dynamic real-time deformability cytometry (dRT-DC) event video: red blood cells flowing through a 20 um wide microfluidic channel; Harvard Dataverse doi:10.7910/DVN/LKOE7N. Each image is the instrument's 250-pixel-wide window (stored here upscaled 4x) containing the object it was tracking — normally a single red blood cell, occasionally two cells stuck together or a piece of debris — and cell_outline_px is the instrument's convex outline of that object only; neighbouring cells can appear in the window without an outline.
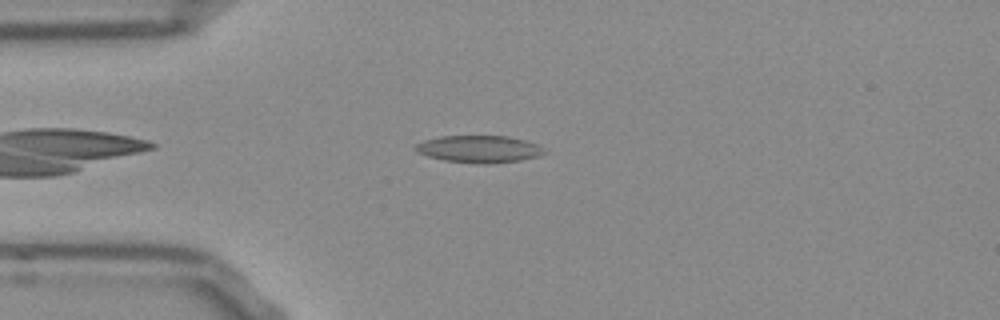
{"species": "Egyptian fruit bat (a non-hibernating species)", "species_latin": "Rousettus aegyptiacus", "temperature_condition": "room temperature", "stored_images_in_passage": 44, "camera_frame_rate_fps": 3000, "um_per_image_px": 0.085, "frame": {"image": 1, "passage_image": 5, "time_ms": 1.333, "image_size_px": [1000, 320], "cell_outline_px": [[548, 152], [540, 156], [520, 160], [484, 164], [480, 164], [444, 160], [428, 156], [416, 152], [412, 148], [416, 144], [424, 140], [440, 136], [508, 136], [524, 140], [536, 144], [544, 148]], "centroid_in_image_um": [40.72, 12.67], "position_along_channel_um": 44.3, "area_um2": 20.46}}
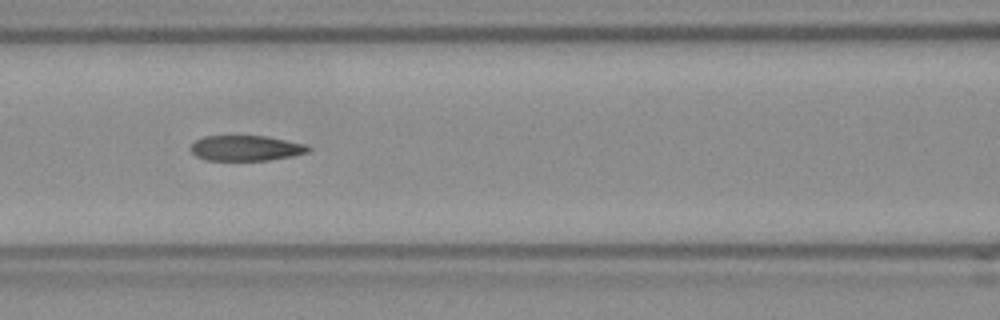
{"frame": {"image": 2, "passage_image": 14, "time_ms": 4.333, "image_size_px": [1000, 320], "cell_outline_px": [[312, 148], [308, 152], [292, 156], [268, 160], [204, 160], [196, 156], [188, 148], [196, 140], [204, 136], [264, 136], [304, 144]], "centroid_in_image_um": [20.86, 12.59], "position_along_channel_um": 145.7, "area_um2": 17.28}}
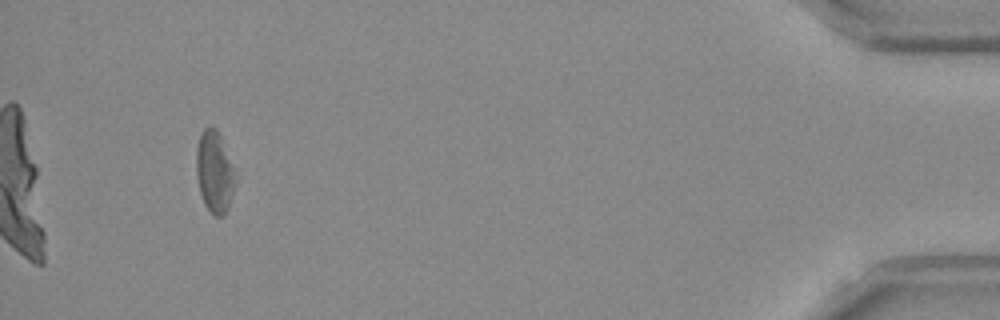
{"frame": {"image": 3, "passage_image": 41, "time_ms": 13.333, "image_size_px": [1000, 320], "cell_outline_px": [[236, 180], [228, 208], [224, 216], [216, 216], [204, 204], [200, 192], [196, 176], [196, 148], [200, 132], [204, 128], [216, 128], [236, 168]], "centroid_in_image_um": [18.24, 14.6], "position_along_channel_um": 417.0, "area_um2": 18.79}, "authors_computed_cell_mechanics": {"area_um2": 18.8139, "velocity_mm_per_s": 3.8662, "shape_relaxation_time_tau1_ms": null, "shape_relaxation_time_tau2_ms": 3.0755, "deformation_change_tau1": null, "deformation_change_tau2": 0.1021}}